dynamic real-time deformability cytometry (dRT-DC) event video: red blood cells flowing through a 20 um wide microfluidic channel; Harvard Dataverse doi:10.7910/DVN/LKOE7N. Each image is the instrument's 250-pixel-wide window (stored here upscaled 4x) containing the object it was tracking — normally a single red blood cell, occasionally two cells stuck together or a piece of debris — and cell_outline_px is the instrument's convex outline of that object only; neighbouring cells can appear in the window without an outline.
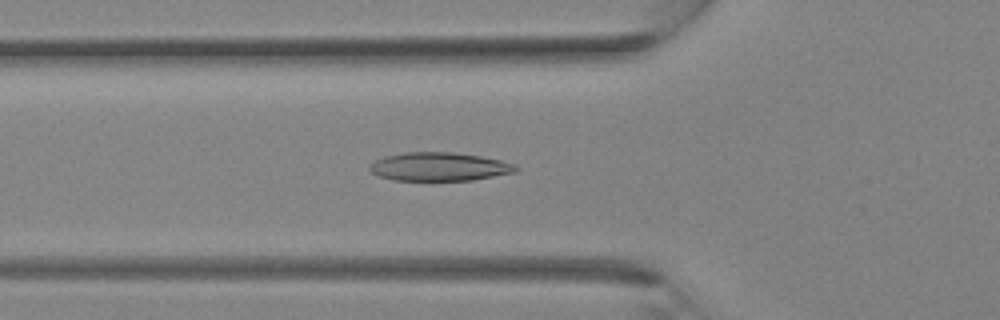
{"species": "Egyptian fruit bat (a non-hibernating species)", "species_latin": "Rousettus aegyptiacus", "temperature_condition": "room temperature", "stored_images_in_passage": 30, "camera_frame_rate_fps": 3000, "um_per_image_px": 0.085, "animal": {"sex": "female"}, "frame": {"image": 1, "passage_image": 8, "time_ms": 2.333, "image_size_px": [1000, 320], "cell_outline_px": [[520, 168], [516, 172], [472, 180], [392, 180], [380, 176], [372, 172], [368, 168], [368, 164], [384, 156], [404, 152], [452, 152], [480, 156], [500, 160], [516, 164]], "centroid_in_image_um": [37.34, 14.16], "position_along_channel_um": 88.5, "area_um2": 24.33}}
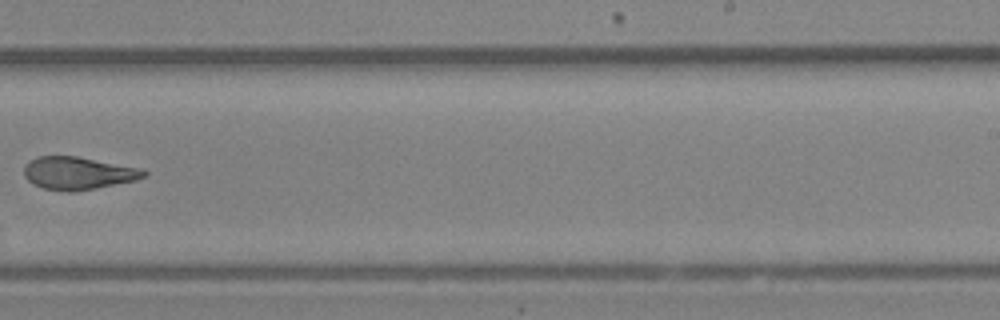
{"frame": {"image": 2, "passage_image": 18, "time_ms": 5.667, "image_size_px": [1000, 320], "cell_outline_px": [[148, 172], [144, 176], [136, 180], [72, 192], [68, 192], [44, 188], [32, 184], [24, 176], [24, 164], [28, 160], [40, 156], [76, 156], [136, 168]], "centroid_in_image_um": [6.54, 14.72], "position_along_channel_um": 282.5, "area_um2": 22.43}}
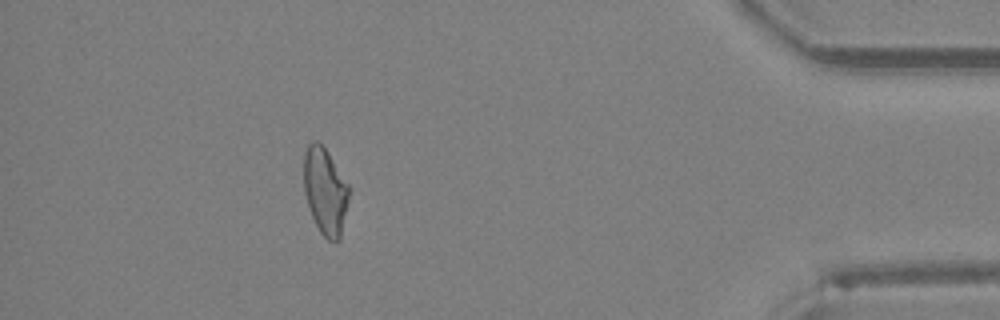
{"frame": {"image": 3, "passage_image": 27, "time_ms": 8.667, "image_size_px": [1000, 320], "cell_outline_px": [[348, 200], [340, 240], [328, 240], [320, 232], [312, 216], [304, 192], [304, 152], [308, 144], [312, 140], [316, 140], [328, 152], [348, 184]], "centroid_in_image_um": [27.62, 16.23], "position_along_channel_um": 407.6, "area_um2": 22.54}}